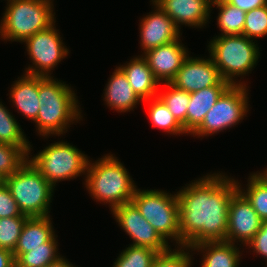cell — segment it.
<instances>
[{"label": "cell", "mask_w": 267, "mask_h": 267, "mask_svg": "<svg viewBox=\"0 0 267 267\" xmlns=\"http://www.w3.org/2000/svg\"><path fill=\"white\" fill-rule=\"evenodd\" d=\"M152 4L155 10L142 18L139 26L140 46L143 53L178 40L182 35L173 20L153 2Z\"/></svg>", "instance_id": "9a60e30c"}, {"label": "cell", "mask_w": 267, "mask_h": 267, "mask_svg": "<svg viewBox=\"0 0 267 267\" xmlns=\"http://www.w3.org/2000/svg\"><path fill=\"white\" fill-rule=\"evenodd\" d=\"M237 247L226 241L202 242L191 251L203 253L201 267H239L242 252Z\"/></svg>", "instance_id": "44dd1931"}, {"label": "cell", "mask_w": 267, "mask_h": 267, "mask_svg": "<svg viewBox=\"0 0 267 267\" xmlns=\"http://www.w3.org/2000/svg\"><path fill=\"white\" fill-rule=\"evenodd\" d=\"M55 22L56 20L46 29L23 41L32 61V66L29 65L28 68H25L26 74L48 77L56 65L68 55L69 50L62 42Z\"/></svg>", "instance_id": "30bf717a"}, {"label": "cell", "mask_w": 267, "mask_h": 267, "mask_svg": "<svg viewBox=\"0 0 267 267\" xmlns=\"http://www.w3.org/2000/svg\"><path fill=\"white\" fill-rule=\"evenodd\" d=\"M256 174L261 177L265 182H267V168L263 172H256Z\"/></svg>", "instance_id": "f35d334b"}, {"label": "cell", "mask_w": 267, "mask_h": 267, "mask_svg": "<svg viewBox=\"0 0 267 267\" xmlns=\"http://www.w3.org/2000/svg\"><path fill=\"white\" fill-rule=\"evenodd\" d=\"M167 90L158 92V97L166 104L172 115L183 126L186 132V113L190 101V93L180 90L170 83H164Z\"/></svg>", "instance_id": "f1b7e54d"}, {"label": "cell", "mask_w": 267, "mask_h": 267, "mask_svg": "<svg viewBox=\"0 0 267 267\" xmlns=\"http://www.w3.org/2000/svg\"><path fill=\"white\" fill-rule=\"evenodd\" d=\"M89 160L85 186L97 202L109 204L111 211L132 201L137 188L125 166L113 154L104 155L94 163Z\"/></svg>", "instance_id": "3957f363"}, {"label": "cell", "mask_w": 267, "mask_h": 267, "mask_svg": "<svg viewBox=\"0 0 267 267\" xmlns=\"http://www.w3.org/2000/svg\"><path fill=\"white\" fill-rule=\"evenodd\" d=\"M190 250L188 246H177V249L173 250L170 247L167 251L157 255L152 267H192L193 255L190 254Z\"/></svg>", "instance_id": "d6a6232c"}, {"label": "cell", "mask_w": 267, "mask_h": 267, "mask_svg": "<svg viewBox=\"0 0 267 267\" xmlns=\"http://www.w3.org/2000/svg\"><path fill=\"white\" fill-rule=\"evenodd\" d=\"M144 102L149 103L148 116L152 127H157L169 134H187L183 126L177 121L166 104L159 98L154 97Z\"/></svg>", "instance_id": "cb8c5ba5"}, {"label": "cell", "mask_w": 267, "mask_h": 267, "mask_svg": "<svg viewBox=\"0 0 267 267\" xmlns=\"http://www.w3.org/2000/svg\"><path fill=\"white\" fill-rule=\"evenodd\" d=\"M248 91L246 84L230 85L207 112L203 122L191 136H212L240 123L249 110Z\"/></svg>", "instance_id": "9c48e42d"}, {"label": "cell", "mask_w": 267, "mask_h": 267, "mask_svg": "<svg viewBox=\"0 0 267 267\" xmlns=\"http://www.w3.org/2000/svg\"><path fill=\"white\" fill-rule=\"evenodd\" d=\"M237 183L238 190L251 203L260 219L262 221L267 220V182H265L256 173H252L248 178L246 190L242 189L238 180Z\"/></svg>", "instance_id": "484cf974"}, {"label": "cell", "mask_w": 267, "mask_h": 267, "mask_svg": "<svg viewBox=\"0 0 267 267\" xmlns=\"http://www.w3.org/2000/svg\"><path fill=\"white\" fill-rule=\"evenodd\" d=\"M3 182L22 214L28 217L50 216V203L55 189L29 160Z\"/></svg>", "instance_id": "8992f818"}, {"label": "cell", "mask_w": 267, "mask_h": 267, "mask_svg": "<svg viewBox=\"0 0 267 267\" xmlns=\"http://www.w3.org/2000/svg\"><path fill=\"white\" fill-rule=\"evenodd\" d=\"M131 202L166 242L172 239L181 246L179 202L176 193L173 195L158 189L136 188Z\"/></svg>", "instance_id": "52a82bcc"}, {"label": "cell", "mask_w": 267, "mask_h": 267, "mask_svg": "<svg viewBox=\"0 0 267 267\" xmlns=\"http://www.w3.org/2000/svg\"><path fill=\"white\" fill-rule=\"evenodd\" d=\"M55 235L44 247H36L26 253H13L16 267H46L58 260L61 255L57 251L58 241Z\"/></svg>", "instance_id": "603a6c76"}, {"label": "cell", "mask_w": 267, "mask_h": 267, "mask_svg": "<svg viewBox=\"0 0 267 267\" xmlns=\"http://www.w3.org/2000/svg\"><path fill=\"white\" fill-rule=\"evenodd\" d=\"M88 158L78 148L64 141L51 143L38 154L28 156L31 164L54 188L57 182L86 174Z\"/></svg>", "instance_id": "ba28073f"}, {"label": "cell", "mask_w": 267, "mask_h": 267, "mask_svg": "<svg viewBox=\"0 0 267 267\" xmlns=\"http://www.w3.org/2000/svg\"><path fill=\"white\" fill-rule=\"evenodd\" d=\"M0 23V37L22 43L55 21L52 0H7Z\"/></svg>", "instance_id": "277c9868"}, {"label": "cell", "mask_w": 267, "mask_h": 267, "mask_svg": "<svg viewBox=\"0 0 267 267\" xmlns=\"http://www.w3.org/2000/svg\"><path fill=\"white\" fill-rule=\"evenodd\" d=\"M208 51L225 81L231 85H245L244 81L238 82L234 78L251 73L261 50L257 42L244 35H216L210 40Z\"/></svg>", "instance_id": "5b68a950"}, {"label": "cell", "mask_w": 267, "mask_h": 267, "mask_svg": "<svg viewBox=\"0 0 267 267\" xmlns=\"http://www.w3.org/2000/svg\"><path fill=\"white\" fill-rule=\"evenodd\" d=\"M10 89V101L24 117L35 121L39 111L38 76L24 74Z\"/></svg>", "instance_id": "d6986e66"}, {"label": "cell", "mask_w": 267, "mask_h": 267, "mask_svg": "<svg viewBox=\"0 0 267 267\" xmlns=\"http://www.w3.org/2000/svg\"><path fill=\"white\" fill-rule=\"evenodd\" d=\"M14 117L0 101V143L17 147H32Z\"/></svg>", "instance_id": "4316f807"}, {"label": "cell", "mask_w": 267, "mask_h": 267, "mask_svg": "<svg viewBox=\"0 0 267 267\" xmlns=\"http://www.w3.org/2000/svg\"><path fill=\"white\" fill-rule=\"evenodd\" d=\"M170 84L189 93L214 85H231L222 78L211 56L208 59L188 56Z\"/></svg>", "instance_id": "7c38bea8"}, {"label": "cell", "mask_w": 267, "mask_h": 267, "mask_svg": "<svg viewBox=\"0 0 267 267\" xmlns=\"http://www.w3.org/2000/svg\"><path fill=\"white\" fill-rule=\"evenodd\" d=\"M27 218L28 216H15L0 219V248L13 253Z\"/></svg>", "instance_id": "4dcf8cb0"}, {"label": "cell", "mask_w": 267, "mask_h": 267, "mask_svg": "<svg viewBox=\"0 0 267 267\" xmlns=\"http://www.w3.org/2000/svg\"><path fill=\"white\" fill-rule=\"evenodd\" d=\"M229 0H210L211 4H218V3H222V2H228Z\"/></svg>", "instance_id": "ab89813d"}, {"label": "cell", "mask_w": 267, "mask_h": 267, "mask_svg": "<svg viewBox=\"0 0 267 267\" xmlns=\"http://www.w3.org/2000/svg\"><path fill=\"white\" fill-rule=\"evenodd\" d=\"M31 149V147L0 143V180L3 181L11 176L28 161Z\"/></svg>", "instance_id": "83f0119b"}, {"label": "cell", "mask_w": 267, "mask_h": 267, "mask_svg": "<svg viewBox=\"0 0 267 267\" xmlns=\"http://www.w3.org/2000/svg\"><path fill=\"white\" fill-rule=\"evenodd\" d=\"M246 246H249L248 248H251L255 254L258 253L257 255L264 257L267 261V220L262 221L260 230Z\"/></svg>", "instance_id": "e575fe53"}, {"label": "cell", "mask_w": 267, "mask_h": 267, "mask_svg": "<svg viewBox=\"0 0 267 267\" xmlns=\"http://www.w3.org/2000/svg\"><path fill=\"white\" fill-rule=\"evenodd\" d=\"M222 174H207L176 193L181 246L225 241L230 200L238 191V183Z\"/></svg>", "instance_id": "6da1fadb"}, {"label": "cell", "mask_w": 267, "mask_h": 267, "mask_svg": "<svg viewBox=\"0 0 267 267\" xmlns=\"http://www.w3.org/2000/svg\"><path fill=\"white\" fill-rule=\"evenodd\" d=\"M142 56L160 83H170L189 54L179 38L169 44L150 49Z\"/></svg>", "instance_id": "5bb4252c"}, {"label": "cell", "mask_w": 267, "mask_h": 267, "mask_svg": "<svg viewBox=\"0 0 267 267\" xmlns=\"http://www.w3.org/2000/svg\"><path fill=\"white\" fill-rule=\"evenodd\" d=\"M39 111L34 121L36 131L43 137L60 136L73 121L82 120L81 108L71 85L52 76H38Z\"/></svg>", "instance_id": "7a4b0ae2"}, {"label": "cell", "mask_w": 267, "mask_h": 267, "mask_svg": "<svg viewBox=\"0 0 267 267\" xmlns=\"http://www.w3.org/2000/svg\"><path fill=\"white\" fill-rule=\"evenodd\" d=\"M219 9L217 16V25L221 34L224 35H242L246 12L229 4L222 2L218 4H211Z\"/></svg>", "instance_id": "d4e9b609"}, {"label": "cell", "mask_w": 267, "mask_h": 267, "mask_svg": "<svg viewBox=\"0 0 267 267\" xmlns=\"http://www.w3.org/2000/svg\"><path fill=\"white\" fill-rule=\"evenodd\" d=\"M242 35L251 40L267 35V5L246 12Z\"/></svg>", "instance_id": "1f68e13d"}, {"label": "cell", "mask_w": 267, "mask_h": 267, "mask_svg": "<svg viewBox=\"0 0 267 267\" xmlns=\"http://www.w3.org/2000/svg\"><path fill=\"white\" fill-rule=\"evenodd\" d=\"M50 216L28 217L22 227L17 246L13 253H26L36 247H44L55 231Z\"/></svg>", "instance_id": "7402d4cb"}, {"label": "cell", "mask_w": 267, "mask_h": 267, "mask_svg": "<svg viewBox=\"0 0 267 267\" xmlns=\"http://www.w3.org/2000/svg\"><path fill=\"white\" fill-rule=\"evenodd\" d=\"M230 85H214L190 93L186 113V133L192 134L203 122L207 112L215 105L222 93Z\"/></svg>", "instance_id": "ffe728a7"}, {"label": "cell", "mask_w": 267, "mask_h": 267, "mask_svg": "<svg viewBox=\"0 0 267 267\" xmlns=\"http://www.w3.org/2000/svg\"><path fill=\"white\" fill-rule=\"evenodd\" d=\"M118 67L124 72L130 86L142 101L158 97V86L161 83L154 77L142 55L131 58L130 62Z\"/></svg>", "instance_id": "e0dca14e"}, {"label": "cell", "mask_w": 267, "mask_h": 267, "mask_svg": "<svg viewBox=\"0 0 267 267\" xmlns=\"http://www.w3.org/2000/svg\"><path fill=\"white\" fill-rule=\"evenodd\" d=\"M15 216H27L22 214L18 204L11 195L8 187L2 181L0 182V219Z\"/></svg>", "instance_id": "836d02e7"}, {"label": "cell", "mask_w": 267, "mask_h": 267, "mask_svg": "<svg viewBox=\"0 0 267 267\" xmlns=\"http://www.w3.org/2000/svg\"><path fill=\"white\" fill-rule=\"evenodd\" d=\"M158 254L148 247L130 245L120 253L113 267H152Z\"/></svg>", "instance_id": "f546056e"}, {"label": "cell", "mask_w": 267, "mask_h": 267, "mask_svg": "<svg viewBox=\"0 0 267 267\" xmlns=\"http://www.w3.org/2000/svg\"><path fill=\"white\" fill-rule=\"evenodd\" d=\"M228 3L247 12L267 5V0H229Z\"/></svg>", "instance_id": "d590c367"}, {"label": "cell", "mask_w": 267, "mask_h": 267, "mask_svg": "<svg viewBox=\"0 0 267 267\" xmlns=\"http://www.w3.org/2000/svg\"><path fill=\"white\" fill-rule=\"evenodd\" d=\"M261 224L262 220L251 203L238 190L230 200L225 241L233 244L241 242L246 246L260 230Z\"/></svg>", "instance_id": "4fadbf2b"}, {"label": "cell", "mask_w": 267, "mask_h": 267, "mask_svg": "<svg viewBox=\"0 0 267 267\" xmlns=\"http://www.w3.org/2000/svg\"><path fill=\"white\" fill-rule=\"evenodd\" d=\"M46 267H76V266H74L67 259H65L64 256H61L58 260L52 262Z\"/></svg>", "instance_id": "74e56055"}, {"label": "cell", "mask_w": 267, "mask_h": 267, "mask_svg": "<svg viewBox=\"0 0 267 267\" xmlns=\"http://www.w3.org/2000/svg\"><path fill=\"white\" fill-rule=\"evenodd\" d=\"M181 29L180 25L202 28L209 22L210 0H151Z\"/></svg>", "instance_id": "2e32d148"}, {"label": "cell", "mask_w": 267, "mask_h": 267, "mask_svg": "<svg viewBox=\"0 0 267 267\" xmlns=\"http://www.w3.org/2000/svg\"><path fill=\"white\" fill-rule=\"evenodd\" d=\"M104 90V101L110 109L130 112L142 101L130 86L124 72L117 66Z\"/></svg>", "instance_id": "ac0fdd59"}, {"label": "cell", "mask_w": 267, "mask_h": 267, "mask_svg": "<svg viewBox=\"0 0 267 267\" xmlns=\"http://www.w3.org/2000/svg\"><path fill=\"white\" fill-rule=\"evenodd\" d=\"M122 230L133 240V246L151 248L159 253L170 248L155 228L143 218L132 203H125L111 211Z\"/></svg>", "instance_id": "8fae6325"}, {"label": "cell", "mask_w": 267, "mask_h": 267, "mask_svg": "<svg viewBox=\"0 0 267 267\" xmlns=\"http://www.w3.org/2000/svg\"><path fill=\"white\" fill-rule=\"evenodd\" d=\"M0 267H16L15 257L11 251L0 248Z\"/></svg>", "instance_id": "8d00e7d4"}]
</instances>
